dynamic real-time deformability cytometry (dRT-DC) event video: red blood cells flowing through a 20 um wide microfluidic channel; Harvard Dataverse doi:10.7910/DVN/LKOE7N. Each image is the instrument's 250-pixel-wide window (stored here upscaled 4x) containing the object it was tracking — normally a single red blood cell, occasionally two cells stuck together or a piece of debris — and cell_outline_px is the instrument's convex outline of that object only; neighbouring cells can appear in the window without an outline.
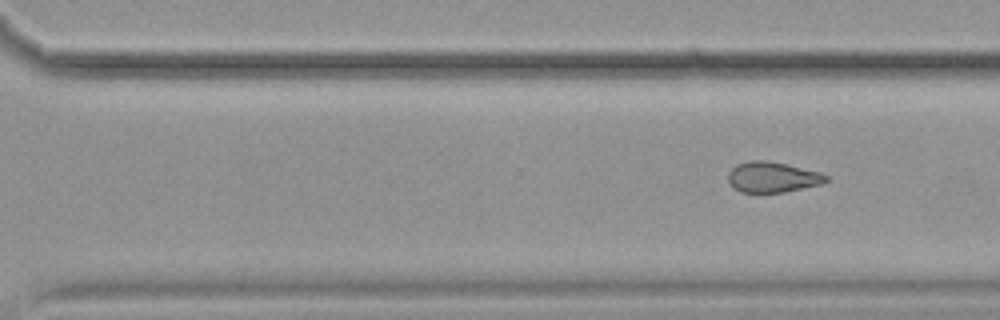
{"species": "common noctule bat (a hibernating species)", "species_latin": "Nyctalus noctula", "temperature_condition": "cold", "stored_images_in_passage": 13, "segment_of_instrument_passage": [2, 2], "camera_frame_rate_fps": 3000, "um_per_image_px": 0.085, "animal": {"sex": "female", "body_mass_g": 19.9}, "frame": {"image": 1, "passage_image": 13, "time_ms": 15.0, "image_size_px": [1000, 320], "cell_outline_px": [[828, 180], [824, 184], [784, 192], [740, 192], [728, 180], [728, 172], [736, 164], [752, 160], [764, 160], [788, 164], [820, 172], [828, 176]], "centroid_in_image_um": [65.7, 15.05], "position_along_channel_um": 304.9, "area_um2": 17.46}}